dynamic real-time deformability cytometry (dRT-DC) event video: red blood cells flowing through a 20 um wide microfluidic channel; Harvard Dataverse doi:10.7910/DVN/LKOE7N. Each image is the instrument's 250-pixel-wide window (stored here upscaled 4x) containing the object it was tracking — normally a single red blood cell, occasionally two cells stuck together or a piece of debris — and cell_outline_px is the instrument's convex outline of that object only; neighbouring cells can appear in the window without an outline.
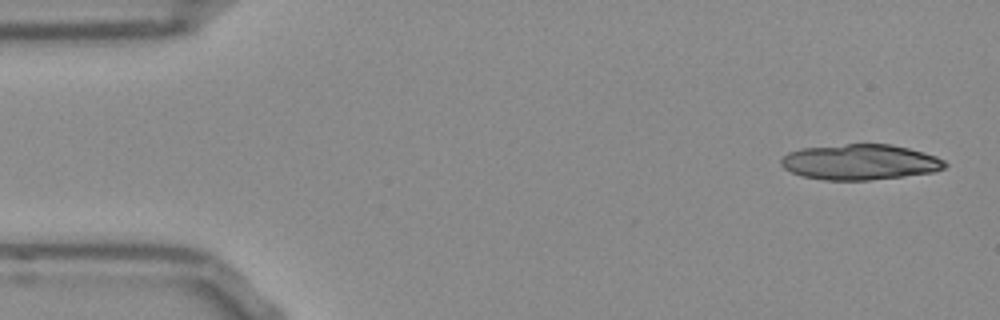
{"species": "Egyptian fruit bat (a non-hibernating species)", "species_latin": "Rousettus aegyptiacus", "temperature_condition": "room temperature", "stored_images_in_passage": 20, "segment_of_instrument_passage": [1, 2], "camera_frame_rate_fps": 3000, "um_per_image_px": 0.085, "frame": {"image": 1, "passage_image": 1, "time_ms": 0.0, "image_size_px": [1000, 320], "cell_outline_px": [[948, 164], [944, 168], [932, 172], [904, 176], [868, 180], [824, 180], [800, 176], [784, 168], [780, 164], [780, 160], [788, 152], [800, 148], [848, 144], [892, 144], [924, 152], [936, 156], [944, 160]], "centroid_in_image_um": [73.09, 13.77], "position_along_channel_um": 11.9, "area_um2": 33.99}}